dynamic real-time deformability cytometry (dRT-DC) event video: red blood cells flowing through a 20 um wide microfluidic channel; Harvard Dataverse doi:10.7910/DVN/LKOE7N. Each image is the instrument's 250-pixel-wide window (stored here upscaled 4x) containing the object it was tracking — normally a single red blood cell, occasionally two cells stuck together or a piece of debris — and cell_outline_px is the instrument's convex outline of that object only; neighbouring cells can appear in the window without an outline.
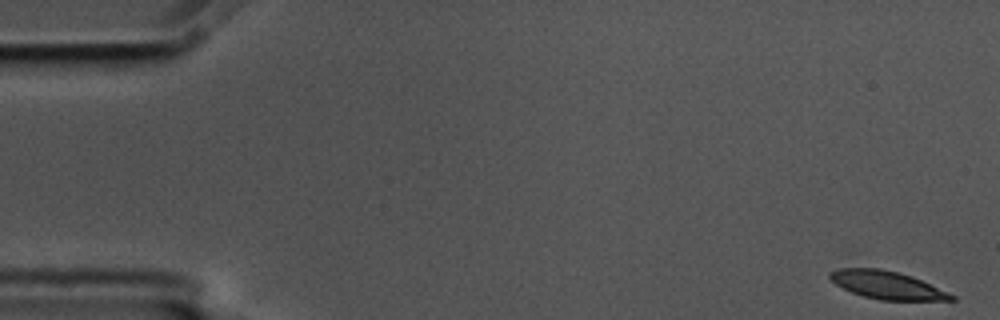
{"species": "common noctule bat (a hibernating species)", "species_latin": "Nyctalus noctula", "temperature_condition": "cold", "stored_images_in_passage": 9, "camera_frame_rate_fps": 3000, "um_per_image_px": 0.085, "animal": {"sex": "male", "body_mass_g": 17.5, "forearm_length_mm": 52.3}, "frame": {"image": 1, "passage_image": 1, "time_ms": 0.0, "image_size_px": [1000, 320], "cell_outline_px": [[956, 300], [880, 300], [864, 296], [852, 292], [836, 284], [828, 276], [828, 272], [848, 252], [912, 276], [956, 296]], "centroid_in_image_um": [74.99, 23.92], "position_along_channel_um": 10.0, "area_um2": 23.29}}